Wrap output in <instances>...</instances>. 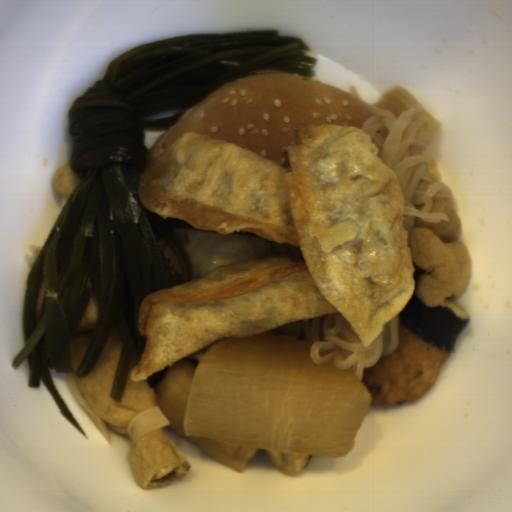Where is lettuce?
I'll use <instances>...</instances> for the list:
<instances>
[{
	"label": "lettuce",
	"mask_w": 512,
	"mask_h": 512,
	"mask_svg": "<svg viewBox=\"0 0 512 512\" xmlns=\"http://www.w3.org/2000/svg\"><path fill=\"white\" fill-rule=\"evenodd\" d=\"M194 280L203 279L222 265L276 255L304 257L300 247L269 241L253 231L221 234L215 230L193 228L186 242Z\"/></svg>",
	"instance_id": "lettuce-1"
}]
</instances>
